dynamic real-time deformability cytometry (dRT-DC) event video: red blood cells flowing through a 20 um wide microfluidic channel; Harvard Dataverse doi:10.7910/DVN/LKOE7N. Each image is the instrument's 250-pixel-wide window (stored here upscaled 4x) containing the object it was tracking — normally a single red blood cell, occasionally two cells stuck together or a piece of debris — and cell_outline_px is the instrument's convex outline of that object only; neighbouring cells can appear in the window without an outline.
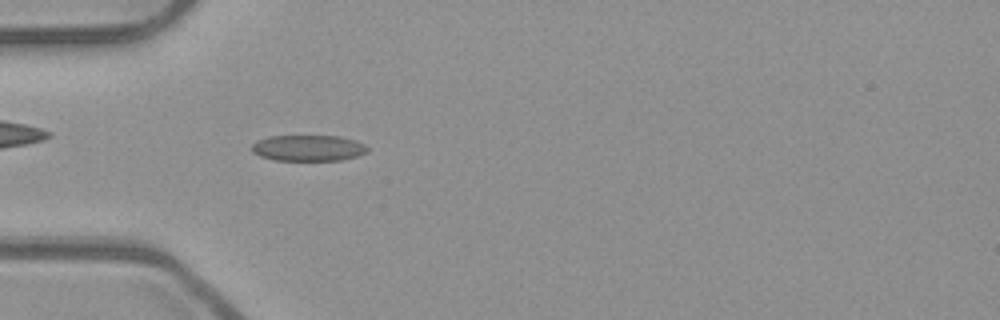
{"species": "common noctule bat (a hibernating species)", "species_latin": "Nyctalus noctula", "temperature_condition": "room temperature", "stored_images_in_passage": 52, "camera_frame_rate_fps": 3000, "um_per_image_px": 0.085, "animal": {"sex": "male", "body_mass_g": 23.1, "forearm_length_mm": 52.7}, "frame": {"image": 1, "passage_image": 16, "time_ms": 5.0, "image_size_px": [1000, 320], "cell_outline_px": [[368, 152], [356, 156], [340, 160], [276, 160], [260, 156], [252, 152], [252, 144], [256, 140], [268, 136], [340, 136], [356, 140], [364, 144], [368, 148]], "centroid_in_image_um": [26.19, 12.57], "position_along_channel_um": 58.8, "area_um2": 17.57}}
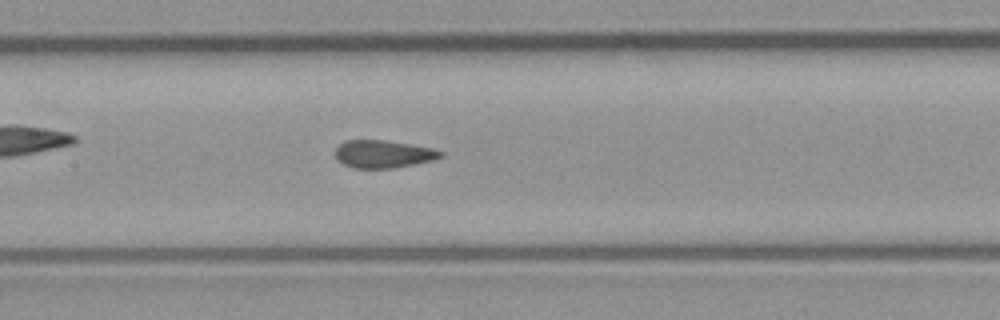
{"frame": {"image": 2, "passage_image": 25, "time_ms": 8.0, "image_size_px": [1000, 320], "cell_outline_px": [[444, 156], [432, 160], [396, 168], [352, 168], [336, 160], [336, 148], [344, 140], [384, 140], [432, 148], [444, 152]], "centroid_in_image_um": [32.57, 13.1], "position_along_channel_um": 174.8, "area_um2": 16.99}}
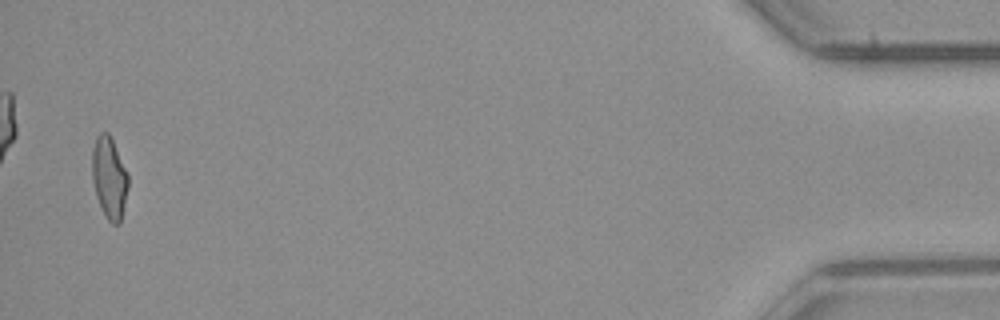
{"frame": {"image": 3, "passage_image": 51, "time_ms": 16.667, "image_size_px": [1000, 320], "cell_outline_px": [[128, 188], [120, 224], [112, 224], [108, 220], [96, 196], [92, 180], [92, 148], [96, 136], [100, 132], [108, 132], [112, 140], [128, 176]], "centroid_in_image_um": [9.27, 15.1], "position_along_channel_um": 425.9, "area_um2": 16.94}, "authors_computed_cell_mechanics": {"area_um2": 17.7157, "velocity_mm_per_s": 3.952, "shape_relaxation_time_tau1_ms": null, "shape_relaxation_time_tau2_ms": 1.0739, "deformation_change_tau1": null, "deformation_change_tau2": 0.0607}}